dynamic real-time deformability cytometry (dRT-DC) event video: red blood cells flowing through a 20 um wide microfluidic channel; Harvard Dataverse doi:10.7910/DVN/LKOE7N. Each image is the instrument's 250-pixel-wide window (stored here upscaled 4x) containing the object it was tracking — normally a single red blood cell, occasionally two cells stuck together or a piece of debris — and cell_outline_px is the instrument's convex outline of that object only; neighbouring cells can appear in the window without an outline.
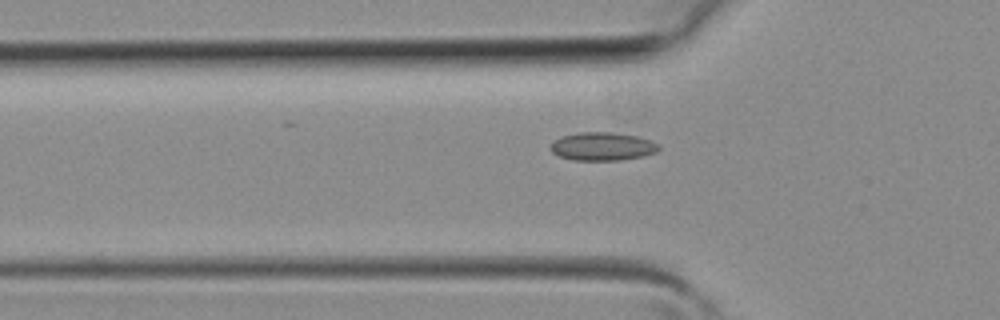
{"species": "common noctule bat (a hibernating species)", "species_latin": "Nyctalus noctula", "temperature_condition": "room temperature", "stored_images_in_passage": 31, "camera_frame_rate_fps": 3000, "um_per_image_px": 0.085, "animal": {"sex": "female", "body_mass_g": 19.3, "forearm_length_mm": 54.1}, "frame": {"image": 1, "passage_image": 7, "time_ms": 2.0, "image_size_px": [1000, 320], "cell_outline_px": [[660, 148], [656, 152], [644, 156], [620, 160], [572, 160], [560, 156], [552, 152], [548, 148], [560, 136], [580, 132], [612, 132], [636, 136], [652, 140]], "centroid_in_image_um": [51.2, 12.44], "position_along_channel_um": 74.6, "area_um2": 17.8}}
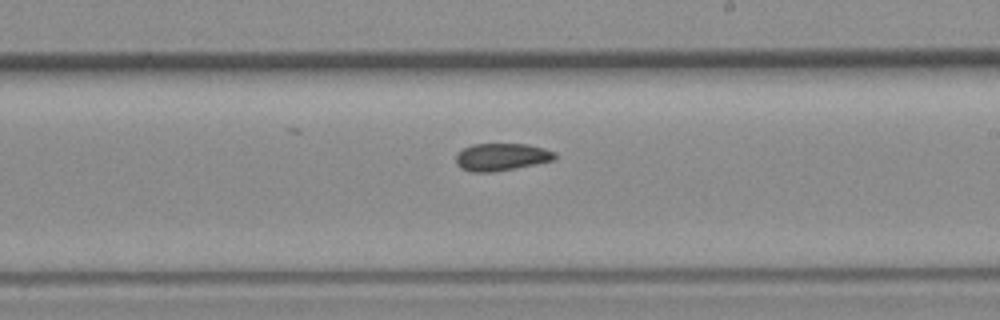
{"frame": {"image": 2, "passage_image": 17, "time_ms": 5.333, "image_size_px": [1000, 320], "cell_outline_px": [[556, 156], [552, 160], [516, 168], [492, 172], [472, 172], [460, 168], [456, 164], [456, 156], [464, 148], [472, 144], [528, 144], [544, 148], [556, 152]], "centroid_in_image_um": [42.61, 13.34], "position_along_channel_um": 246.4, "area_um2": 15.72}}
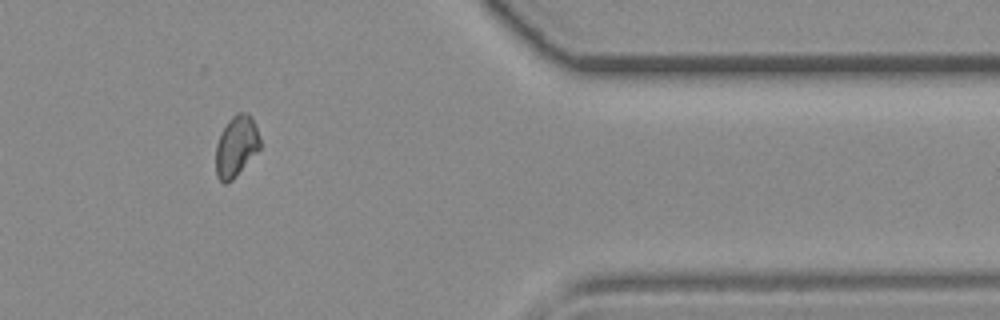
{"frame": {"image": 3, "passage_image": 27, "time_ms": 8.667, "image_size_px": [1000, 320], "cell_outline_px": [[260, 148], [232, 180], [228, 184], [224, 184], [216, 176], [216, 144], [228, 120], [236, 112], [248, 112], [252, 116], [256, 124], [260, 140]], "centroid_in_image_um": [20.08, 12.41], "position_along_channel_um": 391.3, "area_um2": 15.72}}